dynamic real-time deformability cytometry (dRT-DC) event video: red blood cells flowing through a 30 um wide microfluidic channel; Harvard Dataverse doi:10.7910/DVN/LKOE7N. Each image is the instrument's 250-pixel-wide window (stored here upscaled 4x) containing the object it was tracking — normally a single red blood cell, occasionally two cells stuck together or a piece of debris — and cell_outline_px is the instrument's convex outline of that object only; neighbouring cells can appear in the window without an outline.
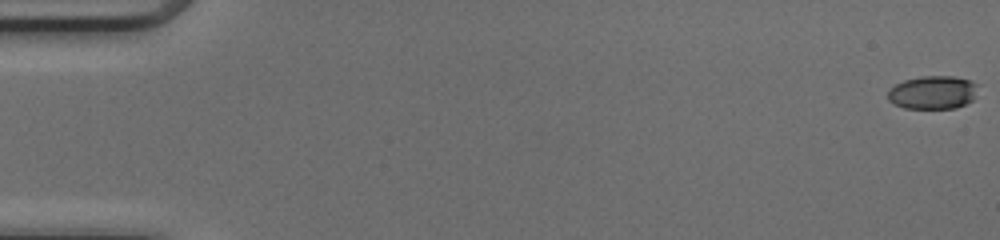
{"species": "common noctule bat (a hibernating species)", "species_latin": "Nyctalus noctula", "temperature_condition": "cold", "stored_images_in_passage": 51, "camera_frame_rate_fps": 3000, "um_per_image_px": 0.085, "animal": {"sex": "female", "body_mass_g": 17.0, "forearm_length_mm": 48.0}, "frame": {"image": 1, "passage_image": 1, "time_ms": 0.0, "image_size_px": [1000, 240], "cell_outline_px": [[980, 84], [972, 100], [956, 108], [904, 108], [892, 104], [888, 100], [888, 88], [904, 80], [920, 76], [956, 76], [972, 80]], "centroid_in_image_um": [79.29, 7.84], "position_along_channel_um": 5.7, "area_um2": 17.8}}
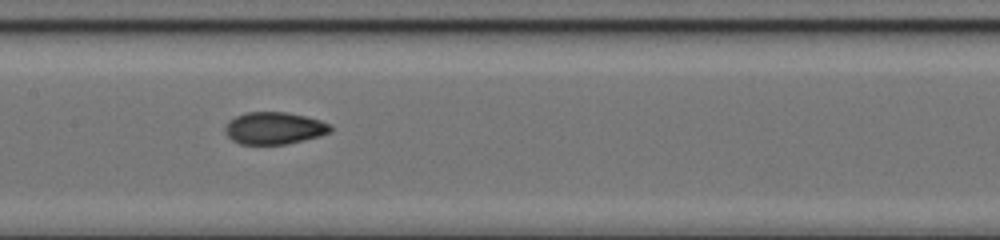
{"frame": {"image": 2, "passage_image": 26, "time_ms": 8.333, "image_size_px": [1000, 240], "cell_outline_px": [[332, 132], [320, 136], [288, 144], [240, 144], [232, 140], [224, 132], [224, 128], [228, 120], [236, 116], [248, 112], [288, 112], [320, 120], [332, 124]], "centroid_in_image_um": [23.32, 10.89], "position_along_channel_um": 184.1, "area_um2": 19.94}}
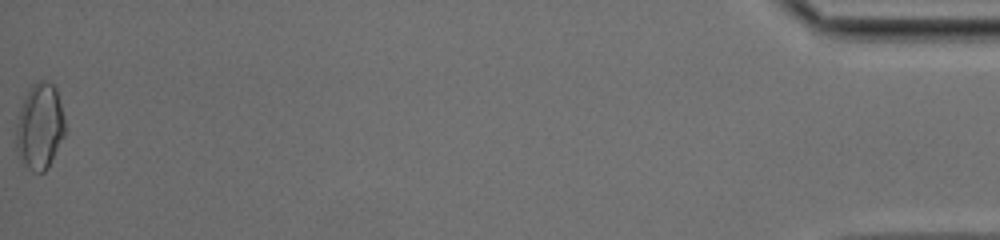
{"frame": {"image": 3, "passage_image": 51, "time_ms": 16.667, "image_size_px": [1000, 240], "cell_outline_px": [[64, 136], [48, 168], [44, 172], [32, 172], [28, 168], [20, 156], [16, 148], [16, 124], [20, 108], [32, 84], [40, 80], [44, 80], [52, 84], [56, 88], [64, 120]], "centroid_in_image_um": [3.38, 10.76], "position_along_channel_um": 431.8, "area_um2": 24.1}, "authors_computed_cell_mechanics": {"area_um2": 19.5942, "velocity_mm_per_s": 4.1985, "shape_relaxation_time_tau1_ms": null, "shape_relaxation_time_tau2_ms": 1.4745, "deformation_change_tau1": null, "deformation_change_tau2": 0.0554}}